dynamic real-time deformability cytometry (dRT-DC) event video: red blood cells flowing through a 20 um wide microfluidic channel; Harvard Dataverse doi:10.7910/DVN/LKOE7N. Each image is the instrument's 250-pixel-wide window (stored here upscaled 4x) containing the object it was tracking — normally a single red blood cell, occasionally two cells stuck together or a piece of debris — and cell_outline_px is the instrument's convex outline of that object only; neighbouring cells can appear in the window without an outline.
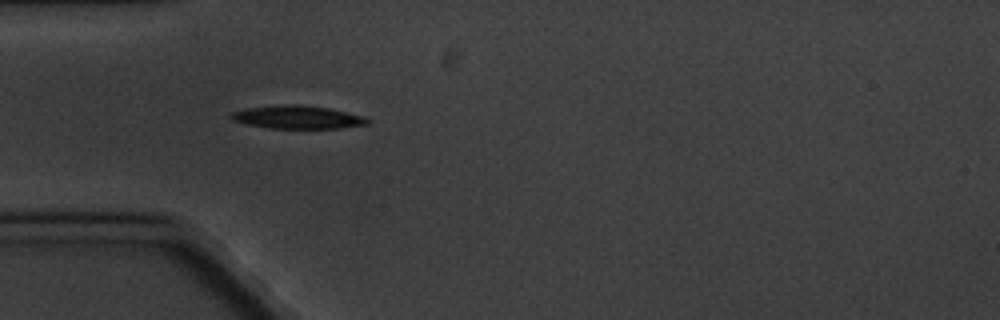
{"species": "common noctule bat (a hibernating species)", "species_latin": "Nyctalus noctula", "temperature_condition": "cold", "stored_images_in_passage": 3, "camera_frame_rate_fps": 3000, "um_per_image_px": 0.085, "animal": {"sex": "male", "body_mass_g": 20.1, "forearm_length_mm": 53.5}, "frame": {"image": 1, "passage_image": 2, "time_ms": 2.0, "image_size_px": [1000, 320], "cell_outline_px": [[372, 120], [368, 124], [340, 128], [268, 128], [248, 124], [232, 120], [228, 116], [232, 112], [244, 108], [284, 104], [300, 104], [328, 108], [364, 116]], "centroid_in_image_um": [25.28, 9.95], "position_along_channel_um": 59.7, "area_um2": 18.44}}